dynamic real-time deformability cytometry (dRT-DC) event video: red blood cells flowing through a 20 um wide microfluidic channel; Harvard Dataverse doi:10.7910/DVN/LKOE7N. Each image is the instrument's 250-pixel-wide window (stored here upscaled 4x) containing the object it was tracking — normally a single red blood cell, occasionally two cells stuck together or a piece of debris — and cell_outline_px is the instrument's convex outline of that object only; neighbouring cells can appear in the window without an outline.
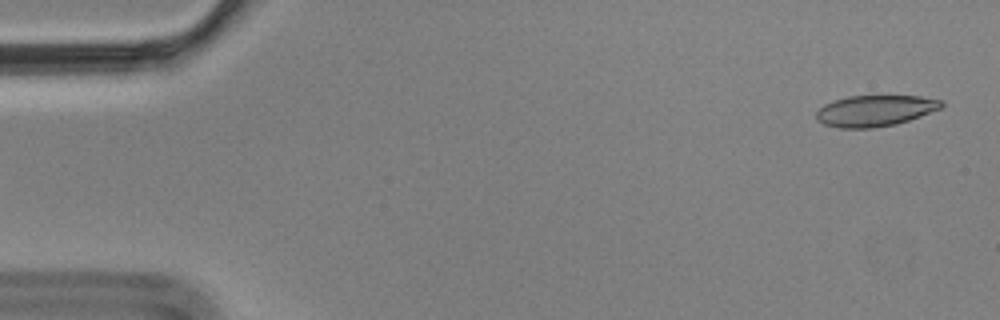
{"species": "Egyptian fruit bat (a non-hibernating species)", "species_latin": "Rousettus aegyptiacus", "temperature_condition": "cold", "stored_images_in_passage": 5, "camera_frame_rate_fps": 3000, "um_per_image_px": 0.085, "animal": {"sex": "male"}, "frame": {"image": 1, "passage_image": 1, "time_ms": 0.0, "image_size_px": [1000, 320], "cell_outline_px": [[944, 104], [940, 108], [920, 116], [896, 124], [872, 128], [840, 128], [824, 124], [816, 120], [816, 112], [824, 104], [848, 96], [920, 96], [944, 100]], "centroid_in_image_um": [74.38, 9.41], "position_along_channel_um": 10.6, "area_um2": 22.6}}